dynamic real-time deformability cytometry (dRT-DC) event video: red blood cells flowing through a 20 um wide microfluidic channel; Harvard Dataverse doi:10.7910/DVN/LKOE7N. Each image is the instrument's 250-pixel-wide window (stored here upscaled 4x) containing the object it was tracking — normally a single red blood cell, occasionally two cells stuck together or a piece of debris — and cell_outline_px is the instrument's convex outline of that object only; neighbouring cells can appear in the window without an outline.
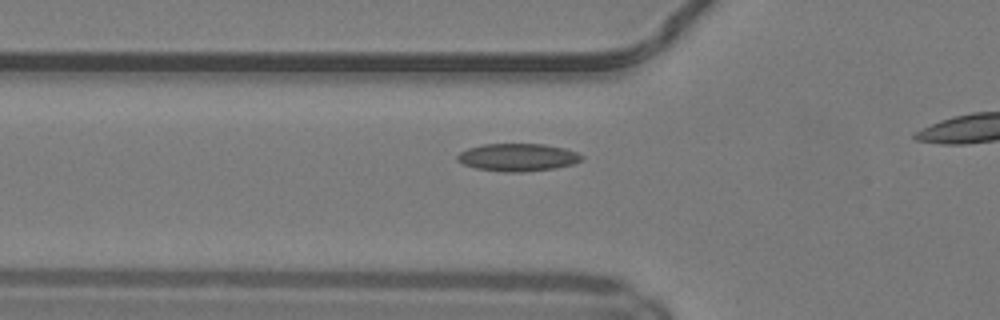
{"species": "common noctule bat (a hibernating species)", "species_latin": "Nyctalus noctula", "temperature_condition": "warm", "stored_images_in_passage": 34, "camera_frame_rate_fps": 3000, "um_per_image_px": 0.085, "animal": {"sex": "male", "body_mass_g": 19.2, "forearm_length_mm": 51.8}, "frame": {"image": 1, "passage_image": 9, "time_ms": 2.667, "image_size_px": [1000, 320], "cell_outline_px": [[584, 156], [580, 160], [572, 164], [552, 168], [520, 172], [504, 172], [476, 168], [464, 164], [456, 160], [456, 156], [460, 152], [468, 148], [484, 144], [544, 144], [564, 148], [576, 152]], "centroid_in_image_um": [43.97, 13.36], "position_along_channel_um": 81.8, "area_um2": 19.83}}
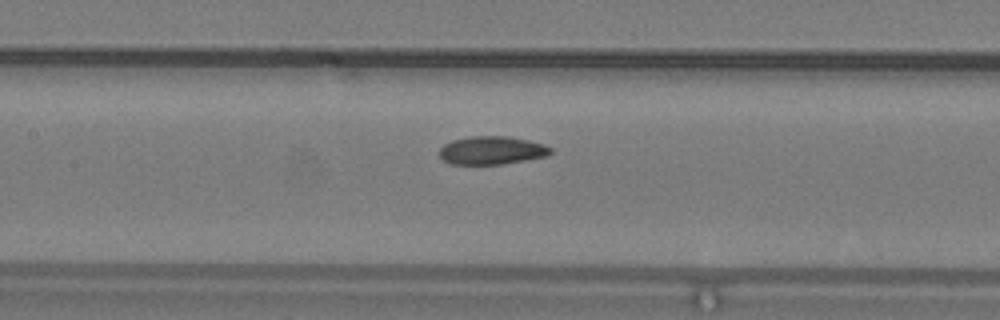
{"frame": {"image": 2, "passage_image": 15, "time_ms": 4.667, "image_size_px": [1000, 320], "cell_outline_px": [[552, 152], [548, 156], [500, 164], [452, 164], [444, 160], [440, 156], [440, 148], [444, 144], [452, 140], [468, 136], [508, 136], [528, 140], [544, 144], [552, 148]], "centroid_in_image_um": [41.81, 12.77], "position_along_channel_um": 165.6, "area_um2": 18.26}}
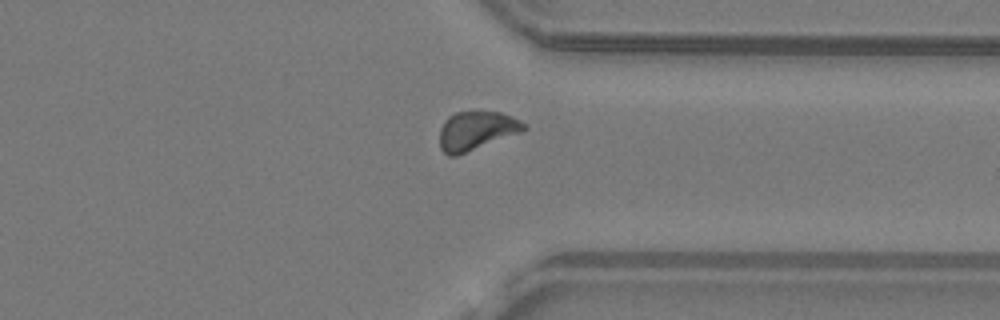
{"frame": {"image": 3, "passage_image": 30, "time_ms": 9.667, "image_size_px": [1000, 320], "cell_outline_px": [[528, 128], [520, 132], [456, 156], [448, 156], [440, 148], [440, 128], [444, 120], [448, 116], [456, 112], [500, 112], [512, 116], [520, 120]], "centroid_in_image_um": [40.46, 11.1], "position_along_channel_um": 370.9, "area_um2": 18.84}}